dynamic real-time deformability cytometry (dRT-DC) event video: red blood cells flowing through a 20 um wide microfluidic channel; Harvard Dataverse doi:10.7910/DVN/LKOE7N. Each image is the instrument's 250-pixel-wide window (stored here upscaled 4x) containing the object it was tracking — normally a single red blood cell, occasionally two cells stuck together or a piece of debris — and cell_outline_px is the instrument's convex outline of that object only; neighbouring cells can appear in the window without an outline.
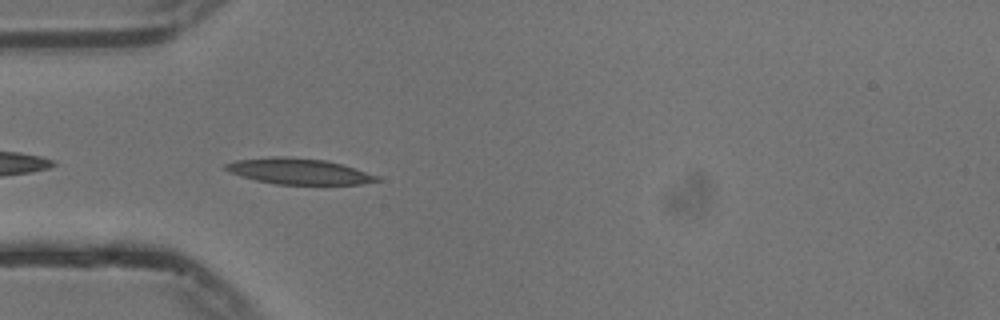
{"species": "common noctule bat (a hibernating species)", "species_latin": "Nyctalus noctula", "temperature_condition": "cold", "stored_images_in_passage": 41, "camera_frame_rate_fps": 3000, "um_per_image_px": 0.085, "animal": {"sex": "male", "body_mass_g": 13.3}, "frame": {"image": 1, "passage_image": 2, "time_ms": 0.333, "image_size_px": [1000, 320], "cell_outline_px": [[380, 180], [360, 184], [276, 184], [256, 180], [240, 176], [228, 172], [224, 168], [224, 164], [236, 160], [276, 156], [284, 156], [324, 160], [356, 168], [380, 176]], "centroid_in_image_um": [25.37, 14.56], "position_along_channel_um": 59.6, "area_um2": 22.72}}
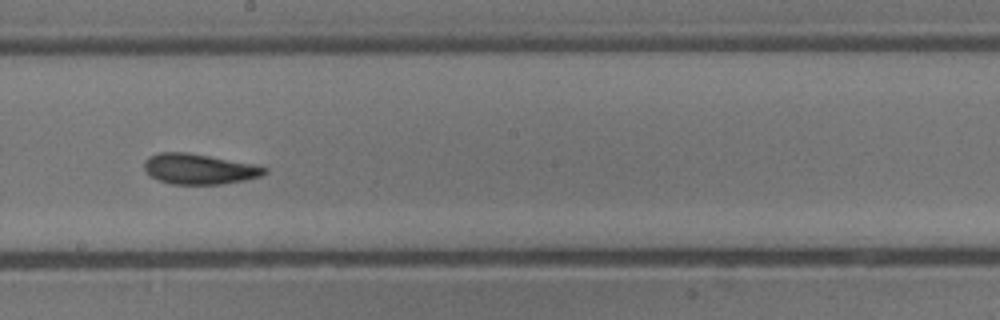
{"frame": {"image": 2, "passage_image": 16, "time_ms": 5.0, "image_size_px": [1000, 320], "cell_outline_px": [[268, 172], [260, 176], [244, 180], [220, 184], [172, 184], [156, 180], [144, 168], [144, 160], [148, 156], [160, 152], [188, 152], [252, 164], [268, 168]], "centroid_in_image_um": [16.9, 14.36], "position_along_channel_um": 231.3, "area_um2": 21.21}}
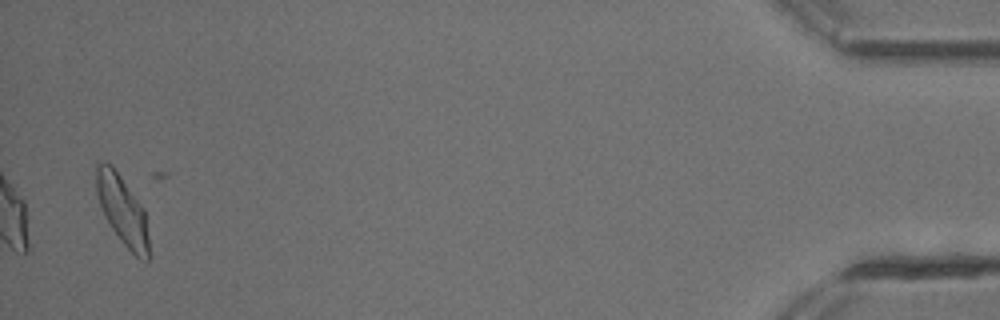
{"frame": {"image": 3, "passage_image": 39, "time_ms": 12.667, "image_size_px": [1000, 320], "cell_outline_px": [[148, 260], [140, 260], [120, 240], [104, 216], [96, 192], [96, 164], [104, 160], [112, 164], [144, 208], [148, 236]], "centroid_in_image_um": [10.39, 17.82], "position_along_channel_um": 424.8, "area_um2": 21.15}, "authors_computed_cell_mechanics": {"area_um2": 21.2126, "velocity_mm_per_s": 3.7221, "shape_relaxation_time_tau1_ms": 3.6372, "shape_relaxation_time_tau2_ms": 2.7486, "deformation_change_tau1": 0.1553, "deformation_change_tau2": 0.1051}}